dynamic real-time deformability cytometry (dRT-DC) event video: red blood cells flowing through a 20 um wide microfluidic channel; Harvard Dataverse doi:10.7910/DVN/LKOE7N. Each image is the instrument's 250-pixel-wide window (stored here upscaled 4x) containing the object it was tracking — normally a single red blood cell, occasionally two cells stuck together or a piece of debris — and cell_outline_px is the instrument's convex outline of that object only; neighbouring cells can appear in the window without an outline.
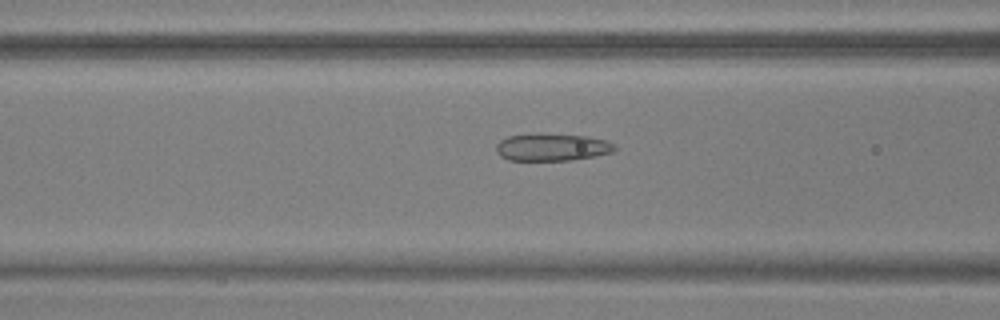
{"species": "common noctule bat (a hibernating species)", "species_latin": "Nyctalus noctula", "temperature_condition": "warm", "stored_images_in_passage": 55, "camera_frame_rate_fps": 3000, "um_per_image_px": 0.085, "animal": {"sex": "male", "body_mass_g": 17.9, "forearm_length_mm": 54.2}, "frame": {"image": 1, "passage_image": 23, "time_ms": 7.333, "image_size_px": [1000, 320], "cell_outline_px": [[616, 148], [612, 152], [572, 160], [508, 160], [500, 156], [496, 152], [496, 144], [500, 140], [508, 136], [536, 132], [588, 136], [608, 140], [616, 144]], "centroid_in_image_um": [46.91, 12.48], "position_along_channel_um": 119.7, "area_um2": 19.31}}
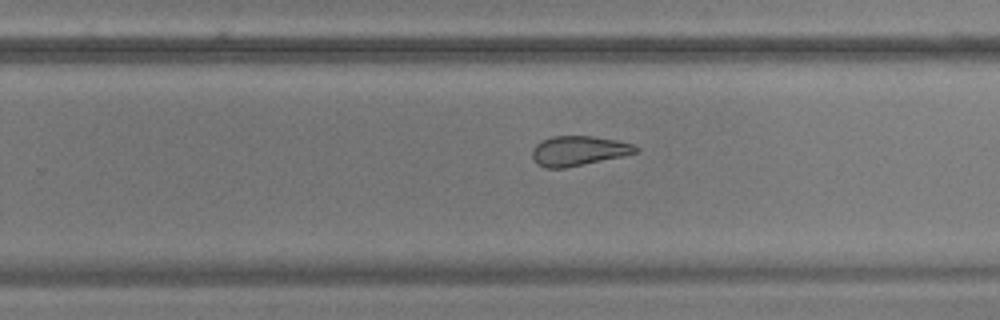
{"frame": {"image": 2, "passage_image": 36, "time_ms": 11.667, "image_size_px": [1000, 320], "cell_outline_px": [[640, 148], [636, 152], [624, 156], [564, 168], [544, 168], [536, 164], [532, 156], [532, 148], [540, 140], [552, 136], [592, 136], [616, 140], [632, 144]], "centroid_in_image_um": [49.14, 12.82], "position_along_channel_um": 280.7, "area_um2": 18.03}}
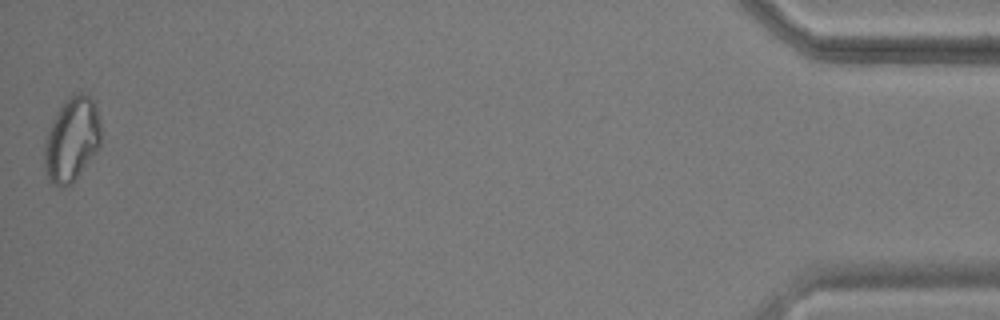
{"frame": {"image": 3, "passage_image": 55, "time_ms": 18.0, "image_size_px": [1000, 320], "cell_outline_px": [[100, 144], [96, 152], [72, 184], [64, 188], [60, 188], [52, 184], [48, 180], [44, 168], [44, 144], [48, 132], [60, 108], [76, 92], [84, 92], [96, 104], [100, 120]], "centroid_in_image_um": [6.1, 11.92], "position_along_channel_um": 429.1, "area_um2": 27.63}, "authors_computed_cell_mechanics": {"area_um2": 21.8484, "velocity_mm_per_s": 3.7164, "shape_relaxation_time_tau1_ms": null, "shape_relaxation_time_tau2_ms": 1.0196, "deformation_change_tau1": null, "deformation_change_tau2": 0.0664}}